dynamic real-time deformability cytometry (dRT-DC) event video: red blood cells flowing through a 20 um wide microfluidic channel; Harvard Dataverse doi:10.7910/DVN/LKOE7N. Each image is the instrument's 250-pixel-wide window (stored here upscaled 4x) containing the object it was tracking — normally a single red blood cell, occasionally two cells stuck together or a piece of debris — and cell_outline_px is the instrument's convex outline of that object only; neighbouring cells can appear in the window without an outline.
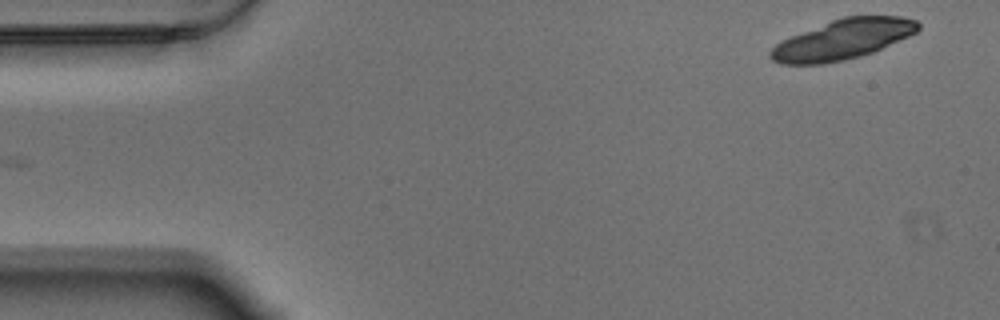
{"species": "Egyptian fruit bat (a non-hibernating species)", "species_latin": "Rousettus aegyptiacus", "temperature_condition": "warm", "stored_images_in_passage": 17, "camera_frame_rate_fps": 3000, "um_per_image_px": 0.085, "animal": {"sex": "male"}, "frame": {"image": 1, "passage_image": 1, "time_ms": 0.0, "image_size_px": [1000, 320], "cell_outline_px": [[920, 28], [916, 32], [908, 36], [872, 52], [860, 56], [844, 60], [824, 64], [780, 64], [772, 60], [768, 56], [768, 52], [776, 44], [792, 36], [832, 20], [844, 16], [900, 16], [916, 20], [920, 24]], "centroid_in_image_um": [71.63, 3.36], "position_along_channel_um": 13.4, "area_um2": 33.99}}